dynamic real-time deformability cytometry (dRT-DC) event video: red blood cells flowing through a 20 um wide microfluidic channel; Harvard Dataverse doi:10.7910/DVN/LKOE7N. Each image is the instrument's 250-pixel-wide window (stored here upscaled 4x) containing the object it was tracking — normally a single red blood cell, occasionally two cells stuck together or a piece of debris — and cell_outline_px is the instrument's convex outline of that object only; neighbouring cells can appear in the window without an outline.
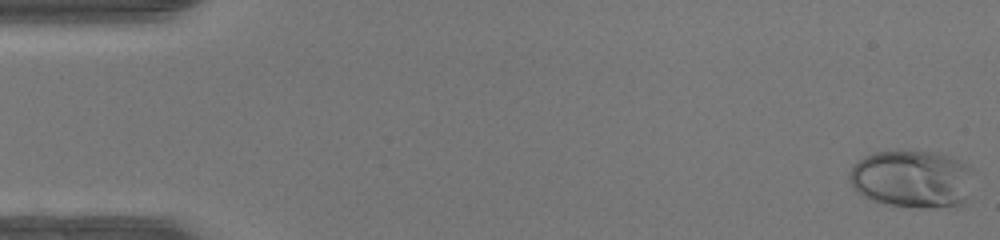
{"species": "human", "species_latin": "Homo sapiens", "temperature_condition": "warm", "stored_images_in_passage": 48, "camera_frame_rate_fps": 3000, "um_per_image_px": 0.085, "donor": {"sex": "female"}, "frame": {"image": 1, "passage_image": 1, "time_ms": 0.0, "image_size_px": [1000, 240], "cell_outline_px": [[972, 168], [964, 204], [960, 208], [920, 208], [888, 204], [872, 200], [856, 192], [848, 176], [848, 172], [852, 164], [864, 156], [876, 152], [896, 148], [932, 152], [948, 156], [968, 164]], "centroid_in_image_um": [77.49, 15.19], "position_along_channel_um": 7.5, "area_um2": 42.6}}
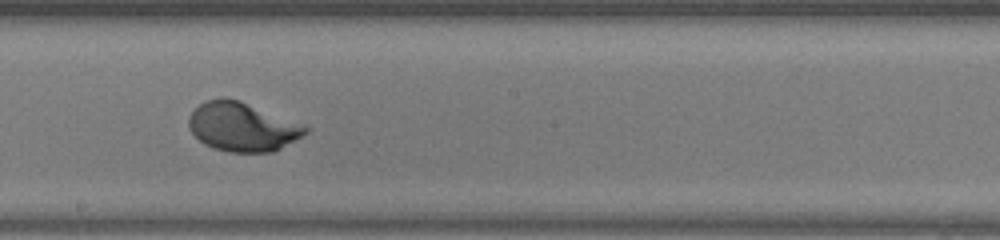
{"frame": {"image": 2, "passage_image": 27, "time_ms": 8.667, "image_size_px": [1000, 240], "cell_outline_px": [[312, 128], [308, 132], [280, 148], [272, 152], [228, 152], [212, 148], [204, 144], [188, 128], [188, 116], [204, 100], [240, 100]], "centroid_in_image_um": [20.59, 10.8], "position_along_channel_um": 227.6, "area_um2": 32.77}}
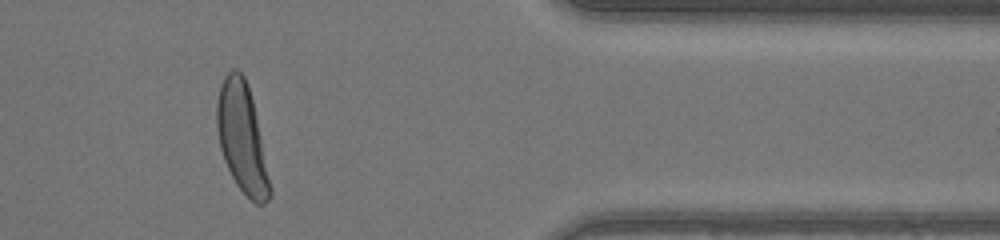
{"frame": {"image": 3, "passage_image": 40, "time_ms": 13.0, "image_size_px": [1000, 240], "cell_outline_px": [[272, 196], [264, 204], [256, 204], [236, 184], [224, 160], [220, 148], [216, 128], [216, 104], [220, 84], [224, 76], [232, 68], [236, 68], [244, 76], [252, 100], [256, 116], [272, 188]], "centroid_in_image_um": [20.56, 11.73], "position_along_channel_um": 390.8, "area_um2": 33.64}, "authors_computed_cell_mechanics": {"area_um2": 33.3795, "velocity_mm_per_s": 4.3409, "shape_relaxation_time_tau1_ms": 2.4651, "shape_relaxation_time_tau2_ms": null, "deformation_change_tau1": 0.1744, "deformation_change_tau2": null}}